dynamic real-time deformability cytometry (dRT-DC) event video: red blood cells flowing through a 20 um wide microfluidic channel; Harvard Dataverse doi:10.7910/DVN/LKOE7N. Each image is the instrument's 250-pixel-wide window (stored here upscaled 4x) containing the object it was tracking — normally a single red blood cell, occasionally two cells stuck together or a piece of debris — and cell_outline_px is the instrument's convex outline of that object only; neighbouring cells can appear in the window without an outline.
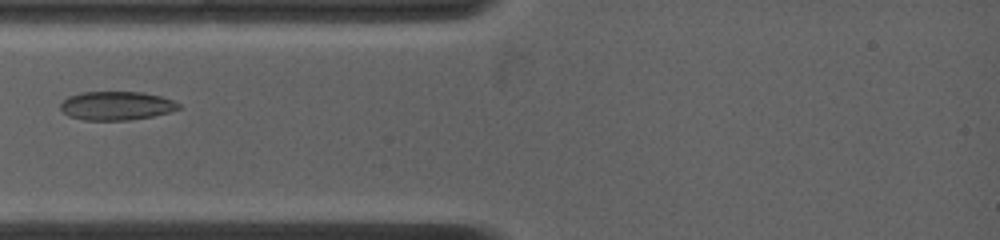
{"species": "common noctule bat (a hibernating species)", "species_latin": "Nyctalus noctula", "temperature_condition": "warm", "stored_images_in_passage": 43, "camera_frame_rate_fps": 4500, "um_per_image_px": 0.085, "animal": {"sex": "female", "body_mass_g": 19.0, "forearm_length_mm": 53.3}, "frame": {"image": 1, "passage_image": 1, "time_ms": 0.0, "image_size_px": [1000, 240], "cell_outline_px": [[180, 108], [172, 112], [152, 116], [128, 120], [84, 120], [68, 116], [60, 108], [60, 104], [68, 96], [80, 92], [144, 92], [160, 96], [172, 100], [180, 104]], "centroid_in_image_um": [9.89, 8.98], "position_along_channel_um": 75.1, "area_um2": 19.83}}
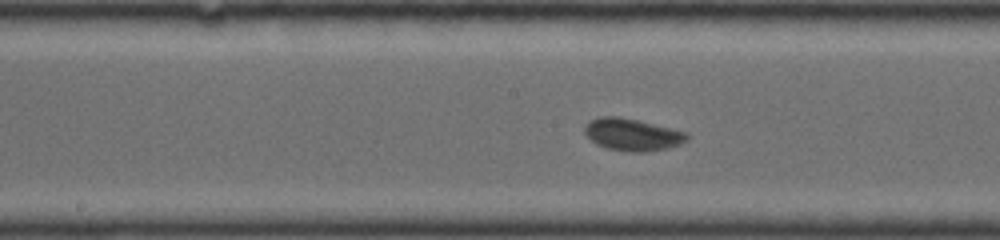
{"frame": {"image": 2, "passage_image": 11, "time_ms": 2.0, "image_size_px": [1000, 240], "cell_outline_px": [[688, 140], [680, 144], [668, 148], [644, 152], [632, 152], [608, 148], [596, 144], [584, 132], [584, 124], [600, 116], [620, 116], [684, 132], [688, 136]], "centroid_in_image_um": [53.71, 11.44], "position_along_channel_um": 194.5, "area_um2": 18.84}}
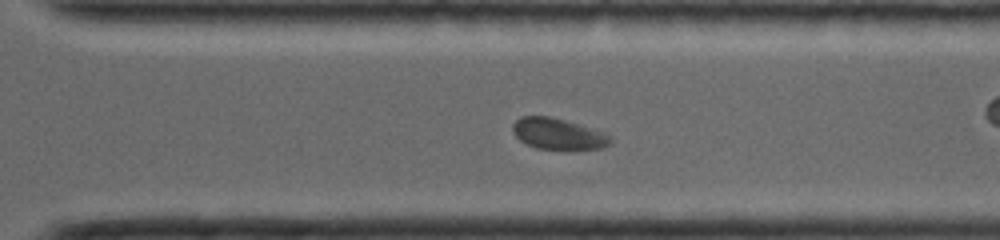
{"frame": {"image": 3, "passage_image": 37, "time_ms": 5.333, "image_size_px": [1000, 240], "cell_outline_px": [[612, 140], [604, 148], [572, 152], [536, 148], [520, 140], [512, 132], [512, 124], [520, 116], [548, 116], [564, 120], [604, 132], [612, 136]], "centroid_in_image_um": [47.47, 11.43], "position_along_channel_um": 323.1, "area_um2": 18.32}}